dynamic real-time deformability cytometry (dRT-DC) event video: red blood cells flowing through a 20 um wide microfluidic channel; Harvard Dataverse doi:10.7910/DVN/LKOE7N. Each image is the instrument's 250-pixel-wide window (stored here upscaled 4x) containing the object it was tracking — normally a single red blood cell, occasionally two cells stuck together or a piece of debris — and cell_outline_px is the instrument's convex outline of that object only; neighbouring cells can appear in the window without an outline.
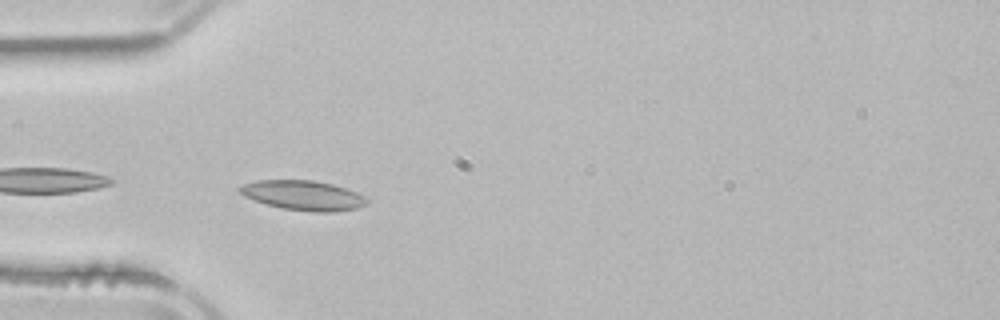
{"species": "common noctule bat (a hibernating species)", "species_latin": "Nyctalus noctula", "temperature_condition": "room temperature", "stored_images_in_passage": 3, "camera_frame_rate_fps": 3000, "um_per_image_px": 0.085, "animal": {"sex": "male", "body_mass_g": 21.5, "forearm_length_mm": 52.0}, "frame": {"image": 1, "passage_image": 3, "time_ms": 3.0, "image_size_px": [1000, 320], "cell_outline_px": [[368, 204], [356, 208], [336, 212], [312, 212], [284, 208], [268, 204], [244, 196], [236, 188], [244, 184], [256, 180], [312, 180], [332, 184], [356, 192], [364, 196], [368, 200]], "centroid_in_image_um": [25.79, 16.6], "position_along_channel_um": 59.2, "area_um2": 21.85}}